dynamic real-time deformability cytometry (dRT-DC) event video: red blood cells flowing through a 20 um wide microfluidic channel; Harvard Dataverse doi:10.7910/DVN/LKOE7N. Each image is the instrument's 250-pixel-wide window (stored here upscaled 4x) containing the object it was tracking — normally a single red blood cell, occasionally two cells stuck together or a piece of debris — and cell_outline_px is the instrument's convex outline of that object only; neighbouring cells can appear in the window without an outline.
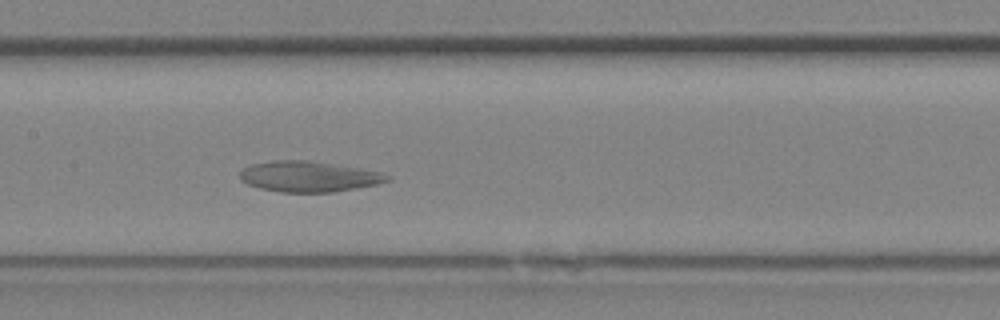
{"species": "Egyptian fruit bat (a non-hibernating species)", "species_latin": "Rousettus aegyptiacus", "temperature_condition": "room temperature", "stored_images_in_passage": 12, "camera_frame_rate_fps": 3000, "um_per_image_px": 0.085, "animal": {"sex": "female"}, "frame": {"image": 1, "passage_image": 12, "time_ms": 3.667, "image_size_px": [1000, 320], "cell_outline_px": [[392, 180], [376, 184], [356, 188], [332, 192], [280, 192], [260, 188], [248, 184], [240, 180], [240, 172], [244, 168], [252, 164], [276, 160], [308, 160], [360, 168], [384, 172], [392, 176]], "centroid_in_image_um": [26.28, 15.0], "position_along_channel_um": 181.1, "area_um2": 26.36}}